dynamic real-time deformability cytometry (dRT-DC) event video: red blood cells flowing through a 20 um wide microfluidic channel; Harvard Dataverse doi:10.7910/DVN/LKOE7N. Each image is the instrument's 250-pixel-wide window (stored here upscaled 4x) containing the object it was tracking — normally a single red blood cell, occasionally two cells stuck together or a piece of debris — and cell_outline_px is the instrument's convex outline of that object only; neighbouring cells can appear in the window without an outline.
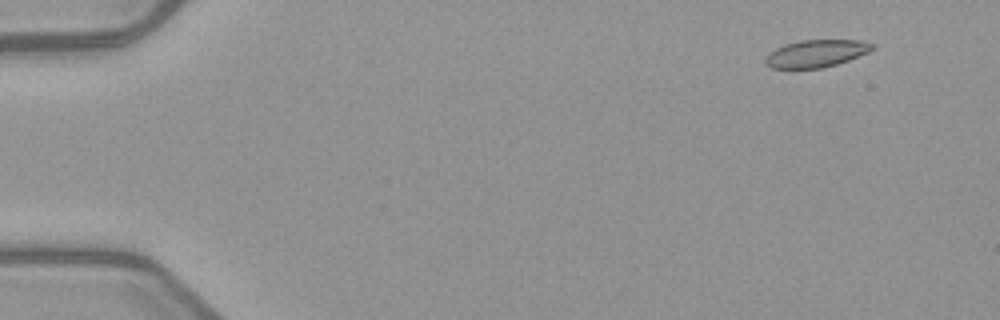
{"species": "common noctule bat (a hibernating species)", "species_latin": "Nyctalus noctula", "temperature_condition": "warm", "stored_images_in_passage": 4, "camera_frame_rate_fps": 3000, "um_per_image_px": 0.085, "animal": {"sex": "female", "body_mass_g": 21.9}, "frame": {"image": 1, "passage_image": 2, "time_ms": 1.0, "image_size_px": [1000, 320], "cell_outline_px": [[872, 48], [868, 52], [848, 60], [824, 68], [772, 68], [764, 64], [764, 60], [768, 52], [784, 44], [800, 40], [860, 40], [872, 44]], "centroid_in_image_um": [69.3, 4.55], "position_along_channel_um": 15.7, "area_um2": 16.99}}